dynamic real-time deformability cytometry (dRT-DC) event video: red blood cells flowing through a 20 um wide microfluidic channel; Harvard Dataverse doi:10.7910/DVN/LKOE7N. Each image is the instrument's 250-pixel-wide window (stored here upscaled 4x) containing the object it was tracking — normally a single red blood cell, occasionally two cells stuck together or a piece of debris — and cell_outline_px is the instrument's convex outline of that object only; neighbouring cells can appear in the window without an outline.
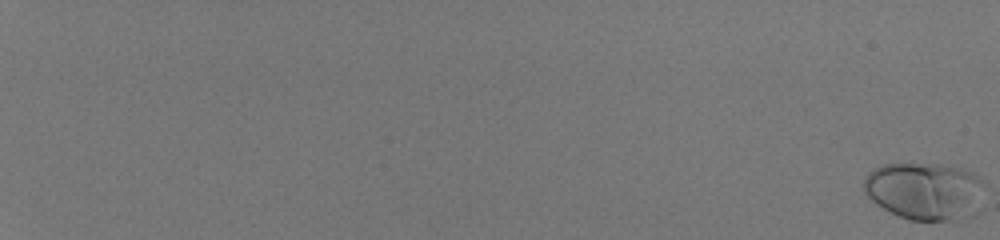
{"species": "human", "species_latin": "Homo sapiens", "temperature_condition": "room temperature", "stored_images_in_passage": 58, "camera_frame_rate_fps": 3000, "um_per_image_px": 0.085, "donor": {"sex": "male"}, "frame": {"image": 1, "passage_image": 1, "time_ms": 0.0, "image_size_px": [1000, 240], "cell_outline_px": [[984, 184], [956, 220], [908, 220], [876, 204], [864, 192], [864, 180], [868, 172], [884, 164], [940, 164], [960, 168], [972, 172], [980, 176]], "centroid_in_image_um": [78.42, 16.17], "position_along_channel_um": 6.6, "area_um2": 38.49}}
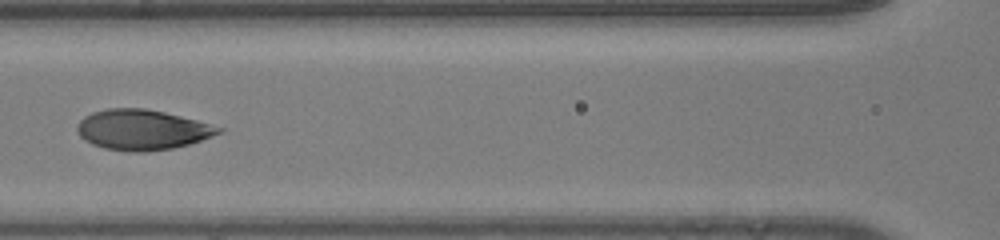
{"frame": {"image": 2, "passage_image": 34, "time_ms": 11.0, "image_size_px": [1000, 240], "cell_outline_px": [[224, 132], [188, 144], [172, 148], [148, 152], [128, 152], [104, 148], [92, 144], [84, 140], [80, 136], [76, 128], [80, 120], [84, 116], [92, 112], [108, 108], [144, 108], [164, 112], [196, 120], [224, 128]], "centroid_in_image_um": [12.07, 11.03], "position_along_channel_um": 154.5, "area_um2": 33.23}}
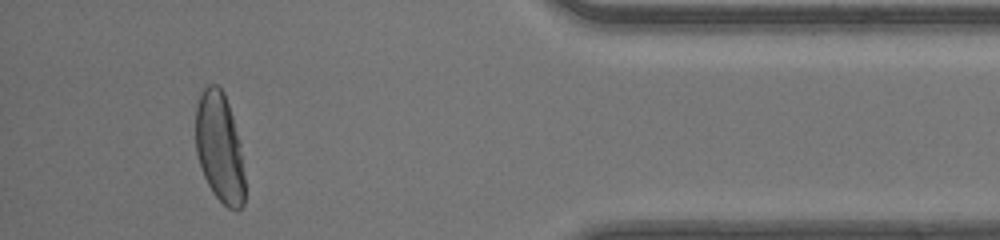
{"frame": {"image": 3, "passage_image": 55, "time_ms": 18.0, "image_size_px": [1000, 240], "cell_outline_px": [[244, 204], [240, 208], [228, 208], [212, 192], [204, 176], [196, 152], [196, 108], [200, 92], [208, 84], [216, 84], [224, 92], [232, 116], [240, 144], [244, 176]], "centroid_in_image_um": [18.65, 12.52], "position_along_channel_um": 416.5, "area_um2": 31.15}, "authors_computed_cell_mechanics": {"area_um2": 33.2061, "velocity_mm_per_s": 4.1568, "shape_relaxation_time_tau1_ms": 4.5742, "shape_relaxation_time_tau2_ms": null, "deformation_change_tau1": 0.2113, "deformation_change_tau2": null}}